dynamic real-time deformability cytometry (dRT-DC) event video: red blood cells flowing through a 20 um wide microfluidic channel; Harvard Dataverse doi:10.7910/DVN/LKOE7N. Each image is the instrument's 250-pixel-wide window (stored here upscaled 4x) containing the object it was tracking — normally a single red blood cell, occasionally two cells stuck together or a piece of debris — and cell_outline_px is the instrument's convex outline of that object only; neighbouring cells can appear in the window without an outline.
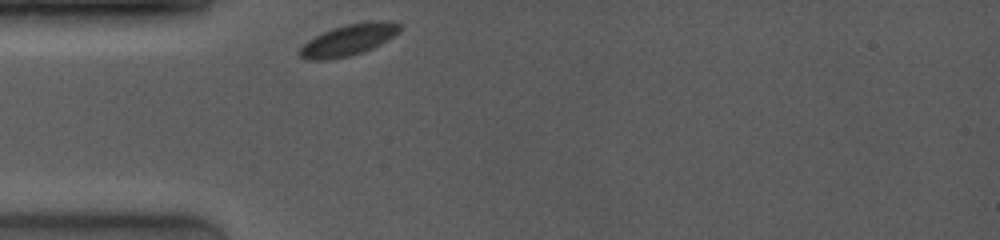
{"species": "common noctule bat (a hibernating species)", "species_latin": "Nyctalus noctula", "temperature_condition": "room temperature", "stored_images_in_passage": 4, "camera_frame_rate_fps": 4000, "um_per_image_px": 0.085, "animal": {"sex": "female", "body_mass_g": 19.0, "forearm_length_mm": 53.3}, "frame": {"image": 1, "passage_image": 1, "time_ms": 0.0, "image_size_px": [1000, 240], "cell_outline_px": [[400, 28], [392, 36], [380, 44], [372, 48], [348, 56], [328, 60], [304, 60], [296, 52], [308, 40], [332, 28], [348, 24], [400, 24]], "centroid_in_image_um": [29.43, 3.48], "position_along_channel_um": 55.6, "area_um2": 17.11}}